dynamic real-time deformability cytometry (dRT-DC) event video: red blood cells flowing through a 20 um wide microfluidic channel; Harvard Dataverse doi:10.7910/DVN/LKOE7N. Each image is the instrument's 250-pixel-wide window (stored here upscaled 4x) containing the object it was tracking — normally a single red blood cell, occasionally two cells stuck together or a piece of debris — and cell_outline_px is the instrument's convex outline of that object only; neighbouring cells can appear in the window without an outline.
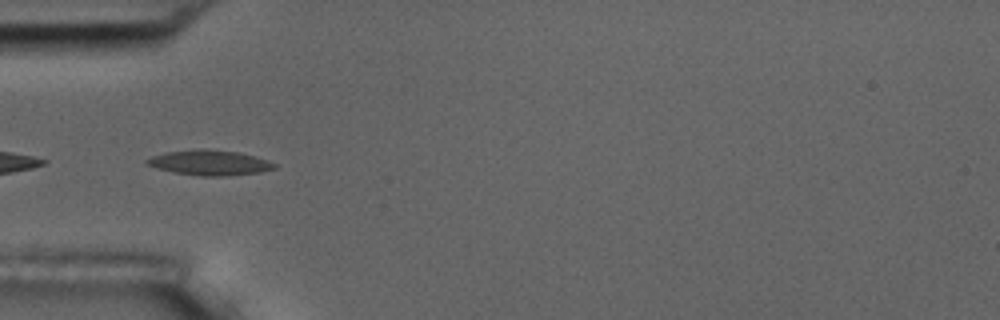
{"species": "common noctule bat (a hibernating species)", "species_latin": "Nyctalus noctula", "temperature_condition": "room temperature", "stored_images_in_passage": 14, "camera_frame_rate_fps": 3000, "um_per_image_px": 0.085, "animal": {"sex": "male", "body_mass_g": 17.5, "forearm_length_mm": 52.3}, "frame": {"image": 1, "passage_image": 1, "time_ms": 0.0, "image_size_px": [1000, 320], "cell_outline_px": [[276, 168], [260, 172], [224, 176], [200, 176], [172, 172], [156, 168], [144, 164], [144, 160], [152, 156], [168, 152], [200, 148], [204, 148], [236, 152], [256, 156], [268, 160], [276, 164]], "centroid_in_image_um": [17.79, 13.83], "position_along_channel_um": 67.2, "area_um2": 18.79}}